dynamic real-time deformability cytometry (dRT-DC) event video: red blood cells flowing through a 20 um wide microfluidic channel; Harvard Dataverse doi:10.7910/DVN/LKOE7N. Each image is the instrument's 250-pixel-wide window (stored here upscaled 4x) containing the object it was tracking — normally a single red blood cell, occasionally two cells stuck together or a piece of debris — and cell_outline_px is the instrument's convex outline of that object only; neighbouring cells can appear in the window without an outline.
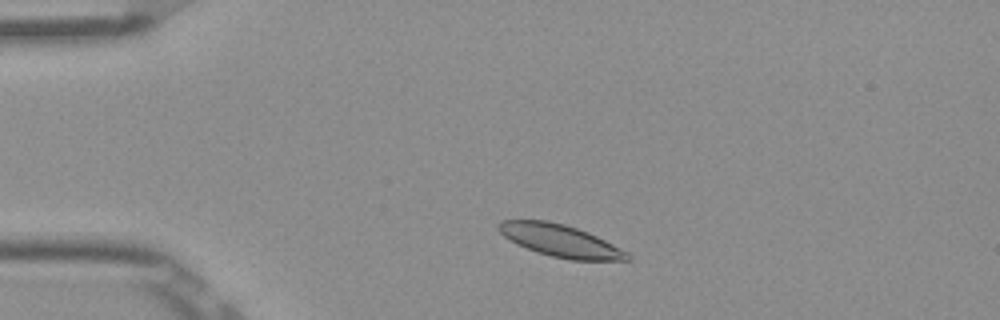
{"species": "Egyptian fruit bat (a non-hibernating species)", "species_latin": "Rousettus aegyptiacus", "temperature_condition": "room temperature", "stored_images_in_passage": 42, "camera_frame_rate_fps": 3000, "um_per_image_px": 0.085, "frame": {"image": 1, "passage_image": 1, "time_ms": 0.0, "image_size_px": [1000, 320], "cell_outline_px": [[632, 260], [572, 260], [552, 256], [536, 252], [516, 244], [504, 236], [496, 228], [496, 224], [500, 220], [548, 220], [564, 224], [588, 232], [628, 252], [632, 256]], "centroid_in_image_um": [47.6, 20.45], "position_along_channel_um": 37.4, "area_um2": 24.22}}
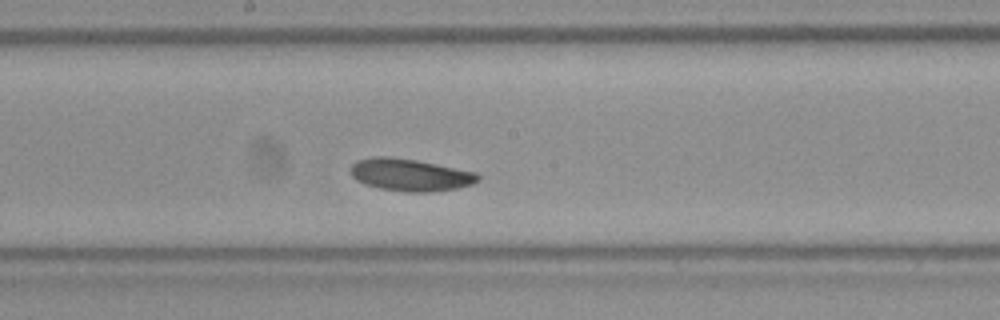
{"frame": {"image": 2, "passage_image": 18, "time_ms": 5.667, "image_size_px": [1000, 320], "cell_outline_px": [[480, 180], [472, 184], [456, 188], [428, 192], [404, 192], [380, 188], [364, 184], [356, 180], [352, 176], [352, 164], [356, 160], [372, 156], [388, 156], [416, 160], [476, 172], [480, 176]], "centroid_in_image_um": [34.85, 14.86], "position_along_channel_um": 213.4, "area_um2": 23.93}}
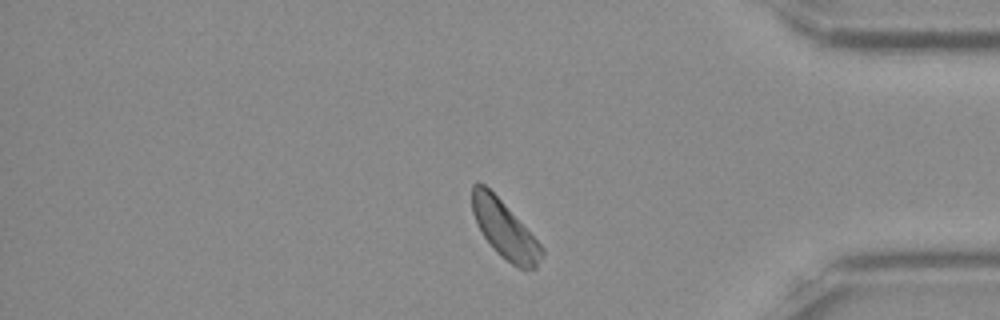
{"frame": {"image": 3, "passage_image": 34, "time_ms": 11.0, "image_size_px": [1000, 320], "cell_outline_px": [[544, 252], [536, 268], [516, 268], [500, 256], [496, 252], [484, 236], [472, 212], [472, 184], [476, 180], [484, 184], [504, 204], [544, 248]], "centroid_in_image_um": [42.88, 19.52], "position_along_channel_um": 392.3, "area_um2": 22.83}, "authors_computed_cell_mechanics": {"area_um2": 23.7558, "velocity_mm_per_s": 3.8023, "shape_relaxation_time_tau1_ms": 1.5646, "shape_relaxation_time_tau2_ms": 7.4256, "deformation_change_tau1": 0.0537, "deformation_change_tau2": 0.1}}